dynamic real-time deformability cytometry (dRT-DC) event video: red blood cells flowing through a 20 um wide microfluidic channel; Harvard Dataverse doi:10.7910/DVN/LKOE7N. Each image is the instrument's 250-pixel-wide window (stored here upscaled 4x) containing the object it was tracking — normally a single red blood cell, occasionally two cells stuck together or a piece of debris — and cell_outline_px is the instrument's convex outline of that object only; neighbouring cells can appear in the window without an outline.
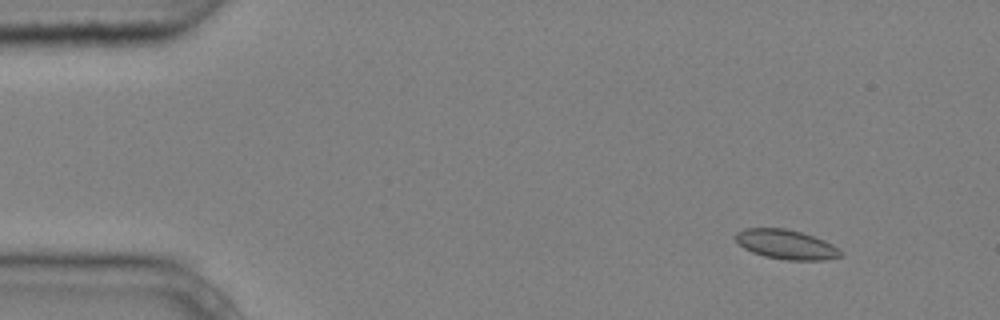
{"species": "common noctule bat (a hibernating species)", "species_latin": "Nyctalus noctula", "temperature_condition": "cold", "stored_images_in_passage": 5, "camera_frame_rate_fps": 3000, "um_per_image_px": 0.085, "animal": {"sex": "male", "body_mass_g": 20.4}, "frame": {"image": 1, "passage_image": 2, "time_ms": 0.333, "image_size_px": [1000, 320], "cell_outline_px": [[844, 256], [824, 260], [788, 260], [764, 256], [752, 252], [744, 248], [732, 236], [736, 232], [744, 228], [784, 228], [800, 232], [824, 240], [832, 244], [844, 252]], "centroid_in_image_um": [66.83, 20.78], "position_along_channel_um": 18.2, "area_um2": 18.15}}
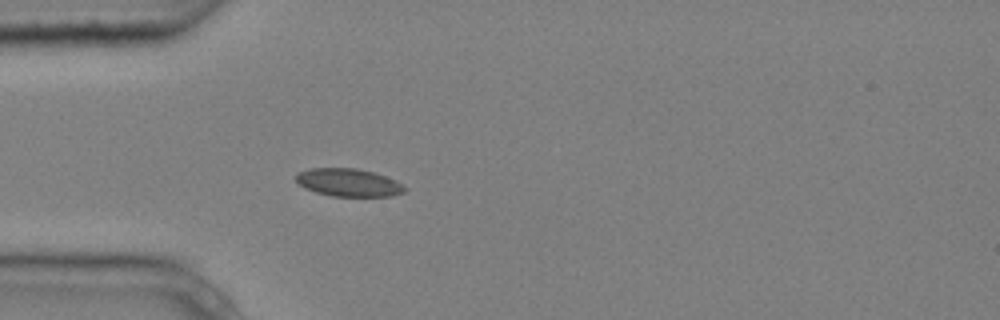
{"frame": {"image": 2, "passage_image": 5, "time_ms": 1.333, "image_size_px": [1000, 320], "cell_outline_px": [[408, 188], [404, 192], [392, 196], [332, 196], [316, 192], [304, 188], [296, 180], [296, 172], [312, 168], [356, 168], [372, 172], [396, 180]], "centroid_in_image_um": [29.63, 15.51], "position_along_channel_um": 55.4, "area_um2": 17.63}}